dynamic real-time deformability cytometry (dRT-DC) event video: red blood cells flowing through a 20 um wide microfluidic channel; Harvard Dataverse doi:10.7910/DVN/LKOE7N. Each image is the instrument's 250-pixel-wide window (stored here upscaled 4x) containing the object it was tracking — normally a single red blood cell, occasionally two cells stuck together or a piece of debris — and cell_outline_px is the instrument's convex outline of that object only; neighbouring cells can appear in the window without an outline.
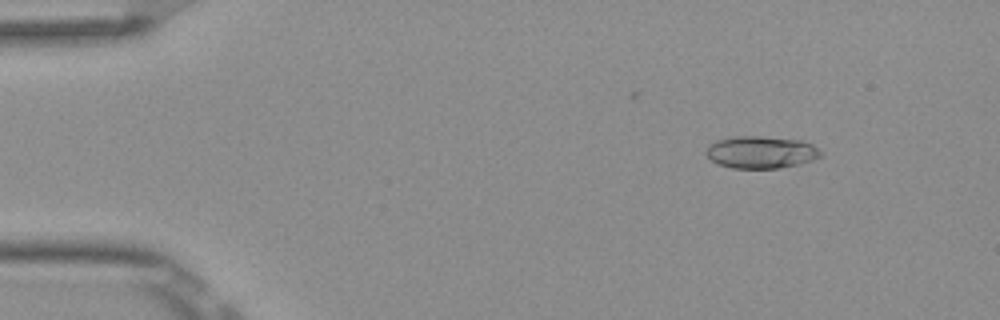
{"species": "Egyptian fruit bat (a non-hibernating species)", "species_latin": "Rousettus aegyptiacus", "temperature_condition": "room temperature", "stored_images_in_passage": 52, "camera_frame_rate_fps": 3000, "um_per_image_px": 0.085, "frame": {"image": 1, "passage_image": 6, "time_ms": 1.667, "image_size_px": [1000, 320], "cell_outline_px": [[820, 156], [812, 160], [800, 164], [776, 168], [732, 168], [720, 164], [712, 160], [708, 156], [708, 144], [716, 140], [732, 136], [760, 136], [800, 140], [812, 144], [820, 152]], "centroid_in_image_um": [64.67, 12.93], "position_along_channel_um": 20.3, "area_um2": 21.27}}
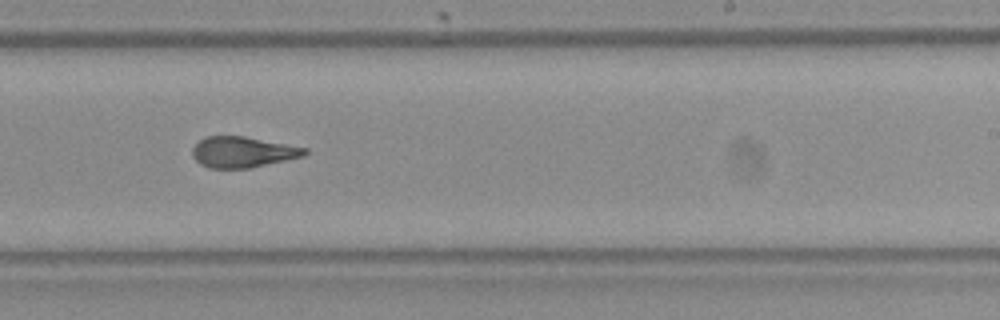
{"frame": {"image": 2, "passage_image": 32, "time_ms": 10.333, "image_size_px": [1000, 320], "cell_outline_px": [[308, 152], [304, 156], [248, 168], [208, 168], [200, 164], [192, 156], [192, 148], [204, 136], [244, 136], [308, 148]], "centroid_in_image_um": [20.61, 12.92], "position_along_channel_um": 268.4, "area_um2": 20.11}}
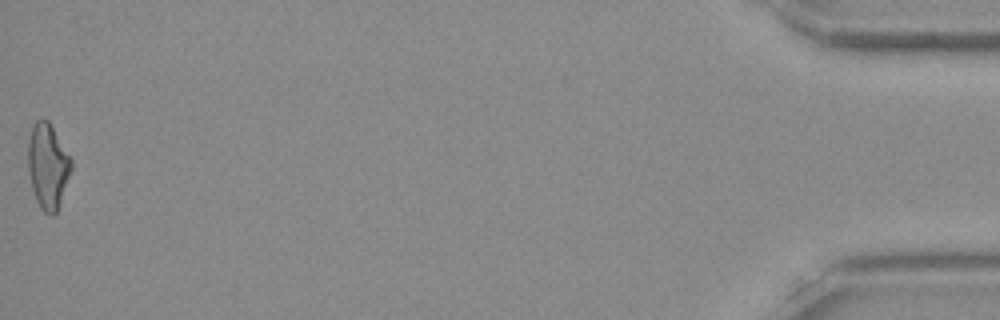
{"frame": {"image": 3, "passage_image": 52, "time_ms": 17.0, "image_size_px": [1000, 320], "cell_outline_px": [[72, 168], [56, 212], [52, 216], [48, 216], [40, 208], [36, 200], [32, 188], [28, 168], [28, 140], [32, 124], [36, 120], [44, 116], [48, 120], [72, 160]], "centroid_in_image_um": [4.04, 14.08], "position_along_channel_um": 431.2, "area_um2": 21.44}, "authors_computed_cell_mechanics": {"area_um2": 20.9814, "velocity_mm_per_s": 3.8924, "shape_relaxation_time_tau1_ms": null, "shape_relaxation_time_tau2_ms": 1.3521, "deformation_change_tau1": null, "deformation_change_tau2": 0.074}}